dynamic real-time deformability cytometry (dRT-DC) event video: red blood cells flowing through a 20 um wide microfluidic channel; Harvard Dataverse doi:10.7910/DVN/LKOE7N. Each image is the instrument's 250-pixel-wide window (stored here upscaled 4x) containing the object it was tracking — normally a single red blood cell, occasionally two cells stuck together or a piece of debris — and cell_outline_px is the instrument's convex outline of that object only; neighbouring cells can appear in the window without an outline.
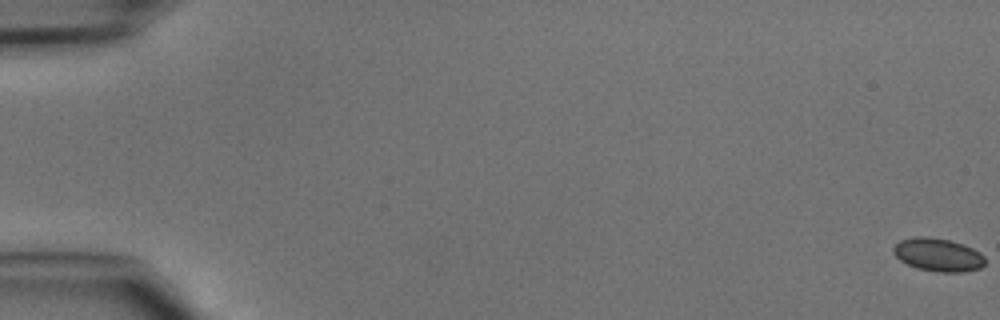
{"species": "common noctule bat (a hibernating species)", "species_latin": "Nyctalus noctula", "temperature_condition": "cold", "stored_images_in_passage": 49, "camera_frame_rate_fps": 3000, "um_per_image_px": 0.085, "animal": {"sex": "male", "body_mass_g": 15.6}, "frame": {"image": 1, "passage_image": 1, "time_ms": 0.0, "image_size_px": [1000, 320], "cell_outline_px": [[984, 264], [980, 268], [964, 272], [940, 272], [916, 268], [900, 260], [892, 252], [892, 248], [900, 240], [916, 236], [928, 236], [948, 240], [964, 244], [980, 252], [984, 256]], "centroid_in_image_um": [79.72, 21.65], "position_along_channel_um": 5.3, "area_um2": 17.74}}
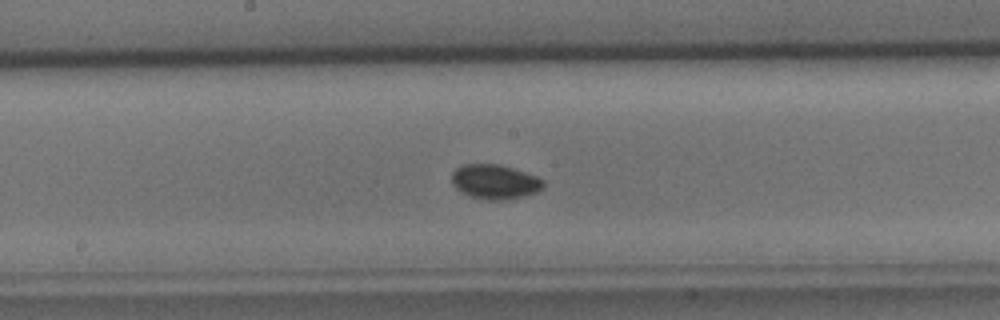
{"frame": {"image": 2, "passage_image": 27, "time_ms": 8.667, "image_size_px": [1000, 320], "cell_outline_px": [[544, 188], [536, 192], [520, 196], [500, 200], [488, 200], [472, 196], [456, 188], [452, 184], [452, 172], [456, 168], [464, 164], [500, 164], [536, 176], [544, 180]], "centroid_in_image_um": [42.06, 15.43], "position_along_channel_um": 206.1, "area_um2": 18.15}}
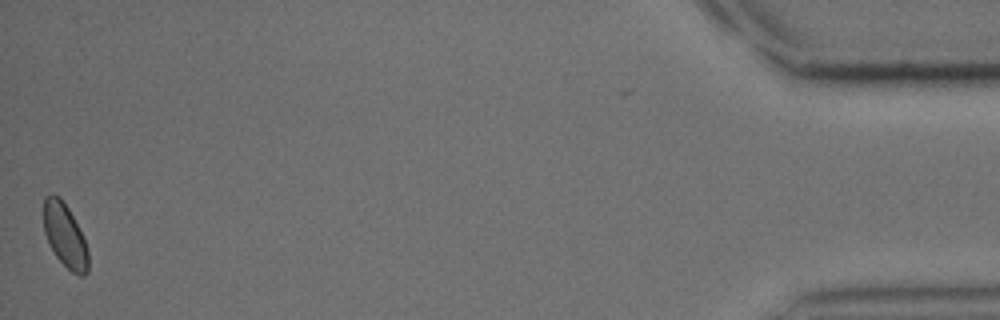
{"frame": {"image": 3, "passage_image": 49, "time_ms": 16.0, "image_size_px": [1000, 320], "cell_outline_px": [[88, 272], [84, 276], [80, 276], [72, 272], [56, 256], [48, 244], [44, 232], [44, 196], [60, 196], [68, 208], [84, 240], [88, 252]], "centroid_in_image_um": [5.51, 20.05], "position_along_channel_um": 429.7, "area_um2": 16.24}}